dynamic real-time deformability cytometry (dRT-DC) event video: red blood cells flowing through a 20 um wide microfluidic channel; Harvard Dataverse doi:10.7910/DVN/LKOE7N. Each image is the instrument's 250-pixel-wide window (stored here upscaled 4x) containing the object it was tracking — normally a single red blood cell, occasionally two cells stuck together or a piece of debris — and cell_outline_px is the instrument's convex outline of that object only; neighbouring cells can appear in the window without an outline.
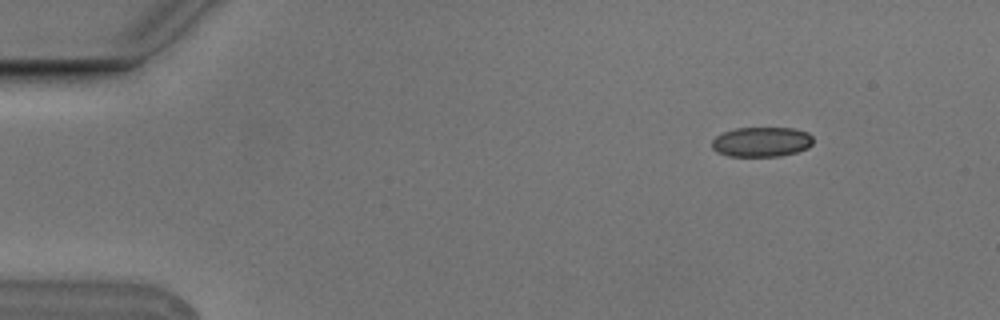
{"species": "Egyptian fruit bat (a non-hibernating species)", "species_latin": "Rousettus aegyptiacus", "temperature_condition": "cold", "stored_images_in_passage": 7, "camera_frame_rate_fps": 3000, "um_per_image_px": 0.085, "animal": {"sex": "male"}, "frame": {"image": 1, "passage_image": 2, "time_ms": 0.333, "image_size_px": [1000, 320], "cell_outline_px": [[812, 144], [808, 148], [796, 152], [780, 156], [728, 156], [716, 152], [712, 148], [712, 140], [716, 136], [724, 132], [736, 128], [796, 128], [808, 132], [812, 136]], "centroid_in_image_um": [64.74, 12.06], "position_along_channel_um": 20.3, "area_um2": 17.69}}
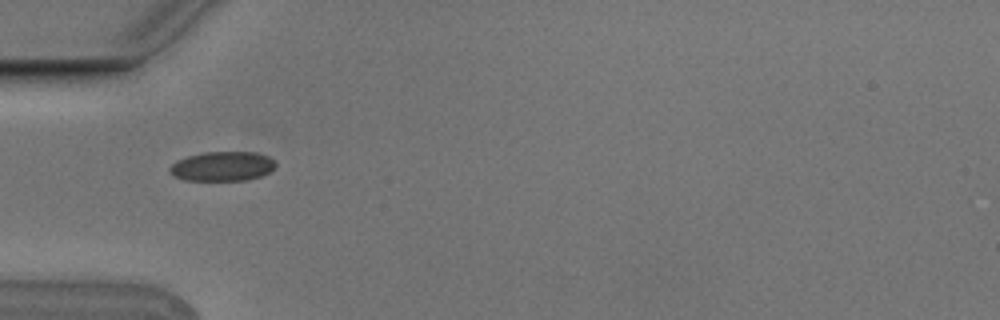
{"frame": {"image": 2, "passage_image": 5, "time_ms": 1.333, "image_size_px": [1000, 320], "cell_outline_px": [[276, 164], [268, 172], [260, 176], [244, 180], [184, 180], [172, 176], [168, 172], [168, 168], [176, 160], [188, 156], [204, 152], [256, 152], [268, 156]], "centroid_in_image_um": [18.83, 14.13], "position_along_channel_um": 66.2, "area_um2": 18.15}}